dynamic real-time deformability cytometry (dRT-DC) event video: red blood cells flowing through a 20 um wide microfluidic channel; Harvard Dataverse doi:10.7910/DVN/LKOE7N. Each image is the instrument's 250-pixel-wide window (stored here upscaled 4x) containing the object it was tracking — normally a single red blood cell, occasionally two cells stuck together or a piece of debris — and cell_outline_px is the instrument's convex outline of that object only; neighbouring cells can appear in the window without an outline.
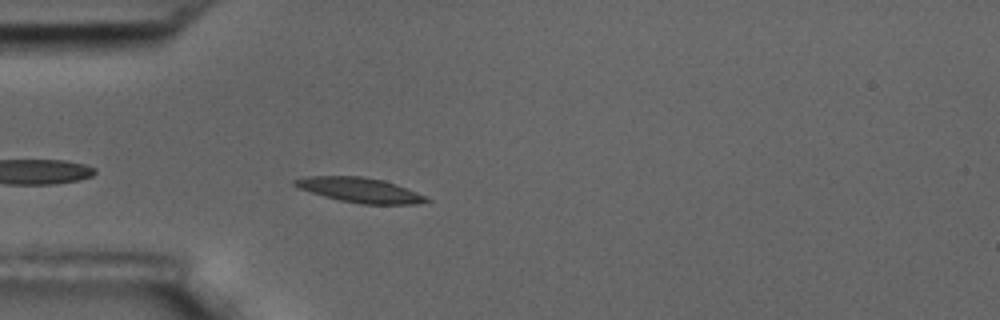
{"species": "common noctule bat (a hibernating species)", "species_latin": "Nyctalus noctula", "temperature_condition": "room temperature", "stored_images_in_passage": 4, "camera_frame_rate_fps": 3000, "um_per_image_px": 0.085, "animal": {"sex": "male", "body_mass_g": 17.5, "forearm_length_mm": 52.3}, "frame": {"image": 1, "passage_image": 4, "time_ms": 3.667, "image_size_px": [1000, 320], "cell_outline_px": [[432, 200], [416, 204], [360, 204], [340, 200], [324, 196], [300, 188], [292, 184], [292, 180], [308, 176], [360, 176], [384, 180], [396, 184], [416, 192]], "centroid_in_image_um": [30.58, 16.15], "position_along_channel_um": 54.4, "area_um2": 18.84}}